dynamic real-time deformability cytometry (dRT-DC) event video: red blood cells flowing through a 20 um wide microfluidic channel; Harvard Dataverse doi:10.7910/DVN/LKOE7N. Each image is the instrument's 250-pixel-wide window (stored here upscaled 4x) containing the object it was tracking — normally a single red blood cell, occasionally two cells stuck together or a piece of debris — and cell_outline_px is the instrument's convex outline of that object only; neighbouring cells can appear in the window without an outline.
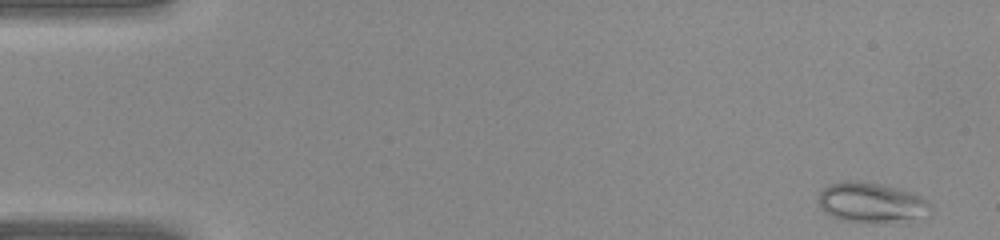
{"species": "common noctule bat (a hibernating species)", "species_latin": "Nyctalus noctula", "temperature_condition": "warm", "stored_images_in_passage": 41, "camera_frame_rate_fps": 3000, "um_per_image_px": 0.085, "animal": {"sex": "female", "body_mass_g": 22.0, "forearm_length_mm": 56.7}, "frame": {"image": 1, "passage_image": 1, "time_ms": 0.0, "image_size_px": [1000, 240], "cell_outline_px": [[932, 204], [928, 216], [908, 224], [904, 224], [840, 220], [824, 212], [816, 196], [824, 188], [832, 184], [844, 180], [860, 180], [880, 184], [908, 192], [920, 196], [928, 200]], "centroid_in_image_um": [74.14, 17.26], "position_along_channel_um": 10.9, "area_um2": 26.88}}
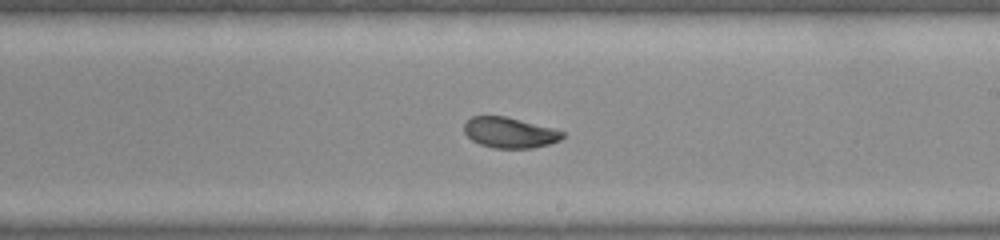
{"frame": {"image": 2, "passage_image": 23, "time_ms": 7.333, "image_size_px": [1000, 240], "cell_outline_px": [[564, 136], [560, 140], [548, 144], [532, 148], [492, 148], [480, 144], [472, 140], [464, 132], [464, 124], [472, 116], [504, 116], [552, 128], [564, 132]], "centroid_in_image_um": [43.3, 11.28], "position_along_channel_um": 245.7, "area_um2": 17.34}}
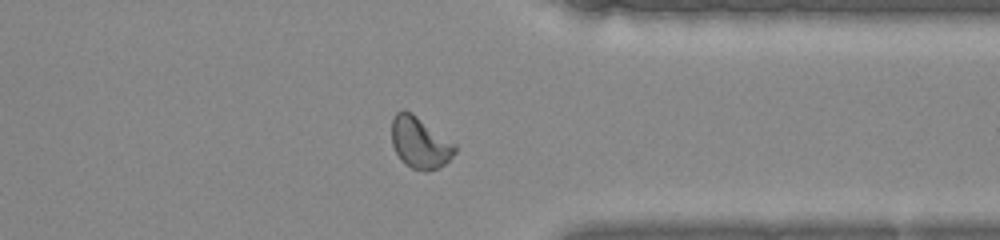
{"frame": {"image": 3, "passage_image": 31, "time_ms": 10.0, "image_size_px": [1000, 240], "cell_outline_px": [[456, 152], [440, 168], [428, 172], [424, 172], [412, 168], [404, 164], [400, 160], [392, 144], [392, 120], [396, 112], [404, 108], [412, 112], [456, 144]], "centroid_in_image_um": [35.68, 12.13], "position_along_channel_um": 375.7, "area_um2": 19.25}}